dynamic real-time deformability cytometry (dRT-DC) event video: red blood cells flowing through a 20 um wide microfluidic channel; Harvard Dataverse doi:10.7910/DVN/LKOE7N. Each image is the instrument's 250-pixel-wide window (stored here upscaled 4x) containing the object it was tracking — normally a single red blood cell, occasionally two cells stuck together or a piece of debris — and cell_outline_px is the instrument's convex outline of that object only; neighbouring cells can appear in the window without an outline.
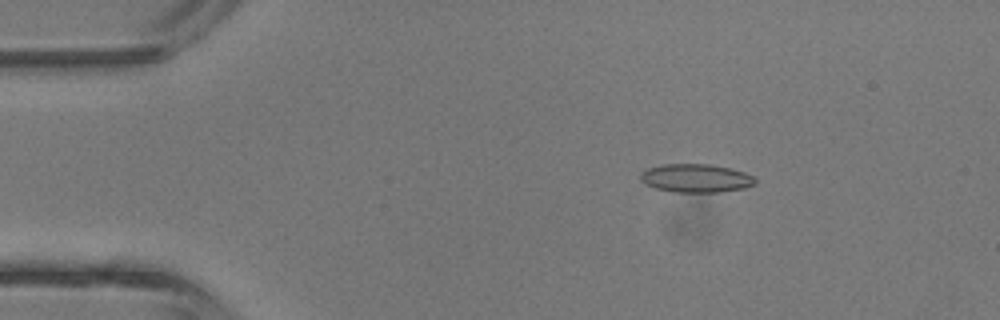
{"species": "common noctule bat (a hibernating species)", "species_latin": "Nyctalus noctula", "temperature_condition": "room temperature", "stored_images_in_passage": 4, "camera_frame_rate_fps": 3000, "um_per_image_px": 0.085, "animal": {"sex": "male", "body_mass_g": 13.3}, "frame": {"image": 1, "passage_image": 2, "time_ms": 1.0, "image_size_px": [1000, 320], "cell_outline_px": [[756, 184], [744, 188], [720, 192], [676, 192], [656, 188], [644, 184], [640, 180], [640, 172], [648, 168], [660, 164], [708, 164], [728, 168], [744, 172], [752, 176], [756, 180]], "centroid_in_image_um": [59.12, 15.14], "position_along_channel_um": 25.9, "area_um2": 19.02}}
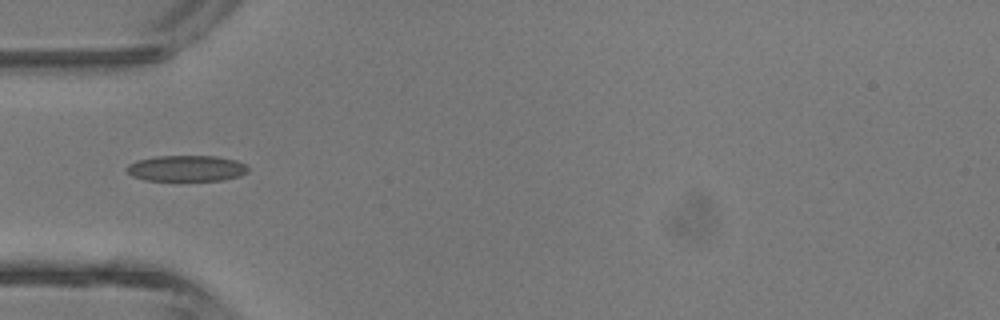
{"frame": {"image": 2, "passage_image": 4, "time_ms": 3.333, "image_size_px": [1000, 320], "cell_outline_px": [[248, 172], [240, 176], [224, 180], [144, 180], [132, 176], [124, 168], [128, 164], [136, 160], [156, 156], [216, 156], [236, 160], [244, 164], [248, 168]], "centroid_in_image_um": [15.83, 14.3], "position_along_channel_um": 69.2, "area_um2": 18.44}}